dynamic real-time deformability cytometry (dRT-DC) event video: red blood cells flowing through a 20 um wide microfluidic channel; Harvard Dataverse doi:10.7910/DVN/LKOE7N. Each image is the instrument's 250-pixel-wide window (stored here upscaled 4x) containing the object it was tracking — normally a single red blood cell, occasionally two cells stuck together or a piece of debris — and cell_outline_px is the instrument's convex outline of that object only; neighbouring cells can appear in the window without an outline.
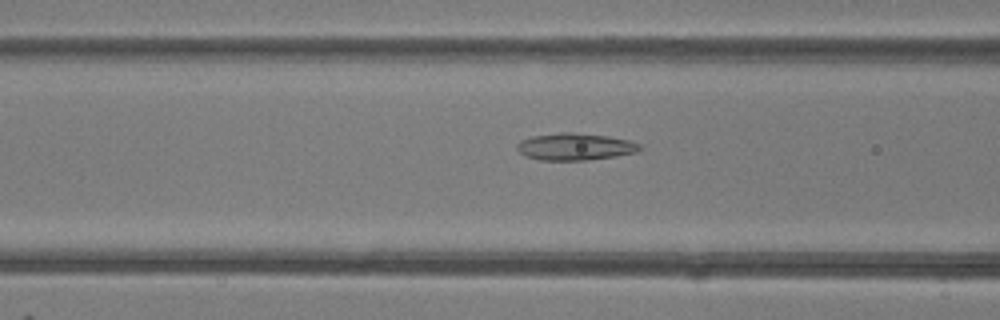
{"species": "common noctule bat (a hibernating species)", "species_latin": "Nyctalus noctula", "temperature_condition": "room temperature", "stored_images_in_passage": 48, "camera_frame_rate_fps": 3000, "um_per_image_px": 0.085, "animal": {"sex": "female"}, "frame": {"image": 1, "passage_image": 19, "time_ms": 6.0, "image_size_px": [1000, 320], "cell_outline_px": [[644, 148], [636, 152], [616, 156], [588, 160], [540, 160], [524, 156], [516, 148], [516, 144], [520, 140], [532, 136], [560, 132], [572, 132], [608, 136], [628, 140], [640, 144]], "centroid_in_image_um": [48.87, 12.47], "position_along_channel_um": 117.7, "area_um2": 19.48}}
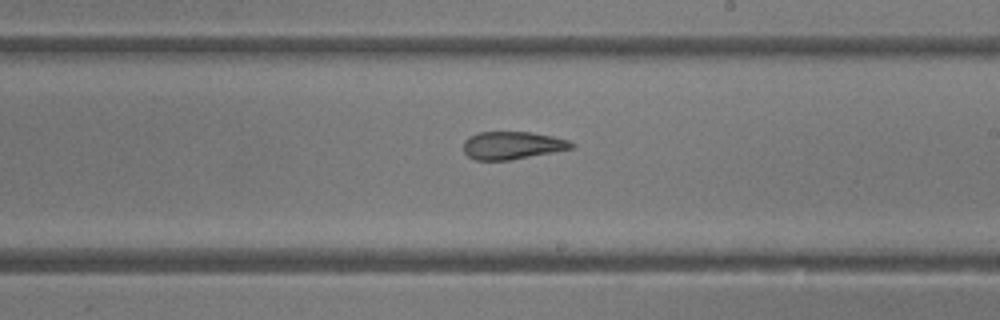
{"frame": {"image": 2, "passage_image": 28, "time_ms": 9.0, "image_size_px": [1000, 320], "cell_outline_px": [[576, 144], [572, 148], [552, 152], [508, 160], [476, 160], [468, 156], [464, 152], [464, 140], [468, 136], [476, 132], [532, 132], [552, 136], [568, 140]], "centroid_in_image_um": [43.51, 12.34], "position_along_channel_um": 245.5, "area_um2": 17.4}}
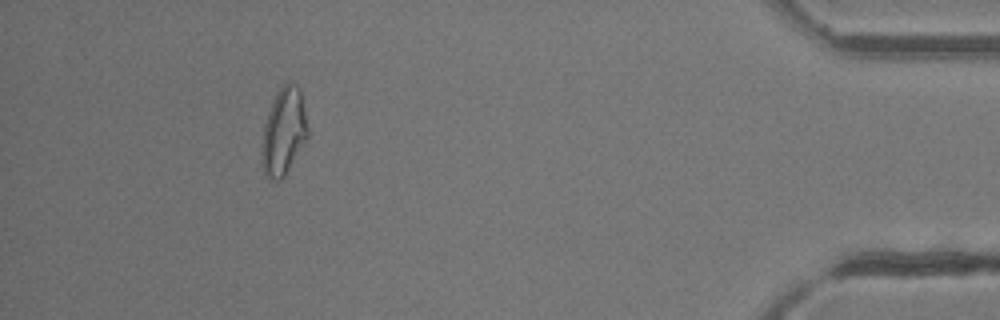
{"frame": {"image": 3, "passage_image": 44, "time_ms": 14.333, "image_size_px": [1000, 320], "cell_outline_px": [[308, 136], [284, 176], [280, 180], [268, 180], [264, 172], [264, 124], [272, 100], [276, 92], [288, 80], [296, 84], [300, 88], [308, 128]], "centroid_in_image_um": [24.15, 11.12], "position_along_channel_um": 411.1, "area_um2": 22.72}, "authors_computed_cell_mechanics": {"area_um2": 20.519, "velocity_mm_per_s": 4.2653, "shape_relaxation_time_tau1_ms": 9.9758, "shape_relaxation_time_tau2_ms": 1.9585, "deformation_change_tau1": 0.2328, "deformation_change_tau2": 0.1084}}